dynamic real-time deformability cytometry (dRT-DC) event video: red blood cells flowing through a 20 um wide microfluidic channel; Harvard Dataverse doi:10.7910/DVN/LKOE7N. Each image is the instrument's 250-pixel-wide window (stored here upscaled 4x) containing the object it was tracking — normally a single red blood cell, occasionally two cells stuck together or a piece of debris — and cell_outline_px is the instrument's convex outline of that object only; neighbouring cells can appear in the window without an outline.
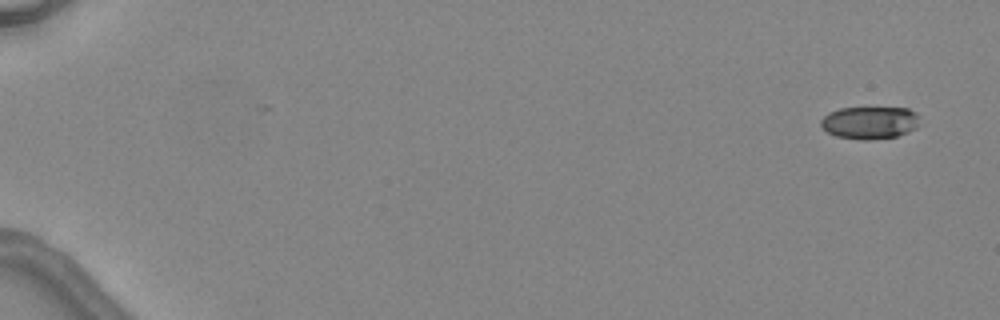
{"species": "common noctule bat (a hibernating species)", "species_latin": "Nyctalus noctula", "temperature_condition": "warm", "stored_images_in_passage": 4, "camera_frame_rate_fps": 3000, "um_per_image_px": 0.085, "animal": {"sex": "female", "body_mass_g": 24.6, "forearm_length_mm": 56.2}, "frame": {"image": 1, "passage_image": 1, "time_ms": 0.0, "image_size_px": [1000, 320], "cell_outline_px": [[920, 116], [916, 128], [908, 132], [896, 136], [868, 140], [860, 140], [836, 136], [828, 132], [820, 124], [820, 120], [828, 112], [840, 108], [908, 108], [916, 112]], "centroid_in_image_um": [73.93, 10.42], "position_along_channel_um": 11.1, "area_um2": 18.79}}
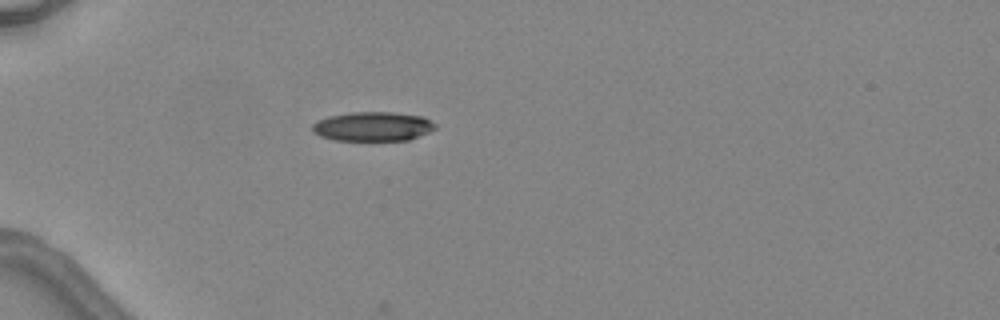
{"frame": {"image": 2, "passage_image": 4, "time_ms": 4.667, "image_size_px": [1000, 320], "cell_outline_px": [[436, 128], [428, 132], [408, 140], [336, 140], [320, 136], [312, 132], [312, 124], [316, 120], [328, 116], [352, 112], [392, 112], [424, 116], [436, 124]], "centroid_in_image_um": [31.67, 10.74], "position_along_channel_um": 53.3, "area_um2": 21.04}}